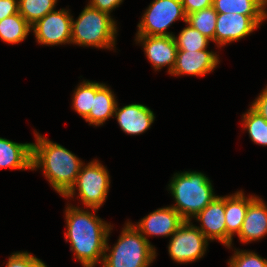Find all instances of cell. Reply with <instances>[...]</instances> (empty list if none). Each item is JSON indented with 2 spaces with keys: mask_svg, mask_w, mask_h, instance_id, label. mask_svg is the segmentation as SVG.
I'll return each mask as SVG.
<instances>
[{
  "mask_svg": "<svg viewBox=\"0 0 267 267\" xmlns=\"http://www.w3.org/2000/svg\"><path fill=\"white\" fill-rule=\"evenodd\" d=\"M123 0H90L89 5L95 9L111 14L112 10L119 7Z\"/></svg>",
  "mask_w": 267,
  "mask_h": 267,
  "instance_id": "31",
  "label": "cell"
},
{
  "mask_svg": "<svg viewBox=\"0 0 267 267\" xmlns=\"http://www.w3.org/2000/svg\"><path fill=\"white\" fill-rule=\"evenodd\" d=\"M250 107L267 121V86L262 90L255 101H253Z\"/></svg>",
  "mask_w": 267,
  "mask_h": 267,
  "instance_id": "30",
  "label": "cell"
},
{
  "mask_svg": "<svg viewBox=\"0 0 267 267\" xmlns=\"http://www.w3.org/2000/svg\"><path fill=\"white\" fill-rule=\"evenodd\" d=\"M31 31V25L16 13L0 21V39L9 44H17L24 41Z\"/></svg>",
  "mask_w": 267,
  "mask_h": 267,
  "instance_id": "21",
  "label": "cell"
},
{
  "mask_svg": "<svg viewBox=\"0 0 267 267\" xmlns=\"http://www.w3.org/2000/svg\"><path fill=\"white\" fill-rule=\"evenodd\" d=\"M208 241L197 226L190 221H184L172 235L168 252L177 263L194 262L204 256Z\"/></svg>",
  "mask_w": 267,
  "mask_h": 267,
  "instance_id": "8",
  "label": "cell"
},
{
  "mask_svg": "<svg viewBox=\"0 0 267 267\" xmlns=\"http://www.w3.org/2000/svg\"><path fill=\"white\" fill-rule=\"evenodd\" d=\"M243 129L249 133L250 139L262 146H267V121L251 107L243 114Z\"/></svg>",
  "mask_w": 267,
  "mask_h": 267,
  "instance_id": "24",
  "label": "cell"
},
{
  "mask_svg": "<svg viewBox=\"0 0 267 267\" xmlns=\"http://www.w3.org/2000/svg\"><path fill=\"white\" fill-rule=\"evenodd\" d=\"M168 187L176 203L171 207L184 221H191V218H194L216 197L210 179L202 172H176Z\"/></svg>",
  "mask_w": 267,
  "mask_h": 267,
  "instance_id": "3",
  "label": "cell"
},
{
  "mask_svg": "<svg viewBox=\"0 0 267 267\" xmlns=\"http://www.w3.org/2000/svg\"><path fill=\"white\" fill-rule=\"evenodd\" d=\"M32 143V170L42 168L43 174L59 195L64 196L74 185L84 164L75 154L39 133Z\"/></svg>",
  "mask_w": 267,
  "mask_h": 267,
  "instance_id": "2",
  "label": "cell"
},
{
  "mask_svg": "<svg viewBox=\"0 0 267 267\" xmlns=\"http://www.w3.org/2000/svg\"><path fill=\"white\" fill-rule=\"evenodd\" d=\"M219 55L207 49L199 51L177 50L171 75L204 76L219 64Z\"/></svg>",
  "mask_w": 267,
  "mask_h": 267,
  "instance_id": "13",
  "label": "cell"
},
{
  "mask_svg": "<svg viewBox=\"0 0 267 267\" xmlns=\"http://www.w3.org/2000/svg\"><path fill=\"white\" fill-rule=\"evenodd\" d=\"M110 183L108 170L98 160H93L82 165L74 185L63 197L73 198L78 190L79 199L86 208L99 209L107 198Z\"/></svg>",
  "mask_w": 267,
  "mask_h": 267,
  "instance_id": "6",
  "label": "cell"
},
{
  "mask_svg": "<svg viewBox=\"0 0 267 267\" xmlns=\"http://www.w3.org/2000/svg\"><path fill=\"white\" fill-rule=\"evenodd\" d=\"M228 264L229 267H267V259L252 251L236 250Z\"/></svg>",
  "mask_w": 267,
  "mask_h": 267,
  "instance_id": "27",
  "label": "cell"
},
{
  "mask_svg": "<svg viewBox=\"0 0 267 267\" xmlns=\"http://www.w3.org/2000/svg\"><path fill=\"white\" fill-rule=\"evenodd\" d=\"M259 26L247 15L218 13L214 42L218 47L235 42L252 33Z\"/></svg>",
  "mask_w": 267,
  "mask_h": 267,
  "instance_id": "10",
  "label": "cell"
},
{
  "mask_svg": "<svg viewBox=\"0 0 267 267\" xmlns=\"http://www.w3.org/2000/svg\"><path fill=\"white\" fill-rule=\"evenodd\" d=\"M186 15L213 6V0H181Z\"/></svg>",
  "mask_w": 267,
  "mask_h": 267,
  "instance_id": "29",
  "label": "cell"
},
{
  "mask_svg": "<svg viewBox=\"0 0 267 267\" xmlns=\"http://www.w3.org/2000/svg\"><path fill=\"white\" fill-rule=\"evenodd\" d=\"M16 13H19L18 0H0V21Z\"/></svg>",
  "mask_w": 267,
  "mask_h": 267,
  "instance_id": "32",
  "label": "cell"
},
{
  "mask_svg": "<svg viewBox=\"0 0 267 267\" xmlns=\"http://www.w3.org/2000/svg\"><path fill=\"white\" fill-rule=\"evenodd\" d=\"M187 27L183 28L178 37L173 36L177 50L199 51L207 49L210 39L201 34L197 29L193 28L187 22Z\"/></svg>",
  "mask_w": 267,
  "mask_h": 267,
  "instance_id": "25",
  "label": "cell"
},
{
  "mask_svg": "<svg viewBox=\"0 0 267 267\" xmlns=\"http://www.w3.org/2000/svg\"><path fill=\"white\" fill-rule=\"evenodd\" d=\"M93 98H95V82L84 80L74 91L73 109L84 119L91 111Z\"/></svg>",
  "mask_w": 267,
  "mask_h": 267,
  "instance_id": "26",
  "label": "cell"
},
{
  "mask_svg": "<svg viewBox=\"0 0 267 267\" xmlns=\"http://www.w3.org/2000/svg\"><path fill=\"white\" fill-rule=\"evenodd\" d=\"M248 197H245L243 191L225 196L226 247L228 248L232 246L234 234L238 235L241 230L248 205L257 196Z\"/></svg>",
  "mask_w": 267,
  "mask_h": 267,
  "instance_id": "17",
  "label": "cell"
},
{
  "mask_svg": "<svg viewBox=\"0 0 267 267\" xmlns=\"http://www.w3.org/2000/svg\"><path fill=\"white\" fill-rule=\"evenodd\" d=\"M135 41L143 45L146 57L156 71L168 66V73L171 74L177 53L173 36L136 35Z\"/></svg>",
  "mask_w": 267,
  "mask_h": 267,
  "instance_id": "12",
  "label": "cell"
},
{
  "mask_svg": "<svg viewBox=\"0 0 267 267\" xmlns=\"http://www.w3.org/2000/svg\"><path fill=\"white\" fill-rule=\"evenodd\" d=\"M267 234V205L256 197L247 208L241 230L237 235L243 243L260 240Z\"/></svg>",
  "mask_w": 267,
  "mask_h": 267,
  "instance_id": "16",
  "label": "cell"
},
{
  "mask_svg": "<svg viewBox=\"0 0 267 267\" xmlns=\"http://www.w3.org/2000/svg\"><path fill=\"white\" fill-rule=\"evenodd\" d=\"M179 19L187 21L181 0H153L137 25L136 35L174 36L167 29Z\"/></svg>",
  "mask_w": 267,
  "mask_h": 267,
  "instance_id": "7",
  "label": "cell"
},
{
  "mask_svg": "<svg viewBox=\"0 0 267 267\" xmlns=\"http://www.w3.org/2000/svg\"><path fill=\"white\" fill-rule=\"evenodd\" d=\"M197 227L208 240H218L226 246L225 196H216L195 217Z\"/></svg>",
  "mask_w": 267,
  "mask_h": 267,
  "instance_id": "14",
  "label": "cell"
},
{
  "mask_svg": "<svg viewBox=\"0 0 267 267\" xmlns=\"http://www.w3.org/2000/svg\"><path fill=\"white\" fill-rule=\"evenodd\" d=\"M116 25L109 13L88 4L76 21L72 18L71 44L112 49L115 46Z\"/></svg>",
  "mask_w": 267,
  "mask_h": 267,
  "instance_id": "5",
  "label": "cell"
},
{
  "mask_svg": "<svg viewBox=\"0 0 267 267\" xmlns=\"http://www.w3.org/2000/svg\"><path fill=\"white\" fill-rule=\"evenodd\" d=\"M80 209L70 204L65 210L67 232L66 242H70V250L83 267H95L103 262L107 234L111 224L95 215L98 209Z\"/></svg>",
  "mask_w": 267,
  "mask_h": 267,
  "instance_id": "1",
  "label": "cell"
},
{
  "mask_svg": "<svg viewBox=\"0 0 267 267\" xmlns=\"http://www.w3.org/2000/svg\"><path fill=\"white\" fill-rule=\"evenodd\" d=\"M218 13L214 7L205 8L187 15V23L214 42Z\"/></svg>",
  "mask_w": 267,
  "mask_h": 267,
  "instance_id": "23",
  "label": "cell"
},
{
  "mask_svg": "<svg viewBox=\"0 0 267 267\" xmlns=\"http://www.w3.org/2000/svg\"><path fill=\"white\" fill-rule=\"evenodd\" d=\"M112 90L103 83L95 82V98H93L92 108L85 118L89 125L100 126L114 117L117 100Z\"/></svg>",
  "mask_w": 267,
  "mask_h": 267,
  "instance_id": "19",
  "label": "cell"
},
{
  "mask_svg": "<svg viewBox=\"0 0 267 267\" xmlns=\"http://www.w3.org/2000/svg\"><path fill=\"white\" fill-rule=\"evenodd\" d=\"M6 267H47V265L27 251H22L11 254Z\"/></svg>",
  "mask_w": 267,
  "mask_h": 267,
  "instance_id": "28",
  "label": "cell"
},
{
  "mask_svg": "<svg viewBox=\"0 0 267 267\" xmlns=\"http://www.w3.org/2000/svg\"><path fill=\"white\" fill-rule=\"evenodd\" d=\"M267 0H213L217 13H239L249 16L259 27L267 18Z\"/></svg>",
  "mask_w": 267,
  "mask_h": 267,
  "instance_id": "20",
  "label": "cell"
},
{
  "mask_svg": "<svg viewBox=\"0 0 267 267\" xmlns=\"http://www.w3.org/2000/svg\"><path fill=\"white\" fill-rule=\"evenodd\" d=\"M114 117L123 132L129 135H139L150 128L155 120L153 111L142 104H129L122 108L116 105Z\"/></svg>",
  "mask_w": 267,
  "mask_h": 267,
  "instance_id": "15",
  "label": "cell"
},
{
  "mask_svg": "<svg viewBox=\"0 0 267 267\" xmlns=\"http://www.w3.org/2000/svg\"><path fill=\"white\" fill-rule=\"evenodd\" d=\"M32 170V143H17L0 137V169Z\"/></svg>",
  "mask_w": 267,
  "mask_h": 267,
  "instance_id": "18",
  "label": "cell"
},
{
  "mask_svg": "<svg viewBox=\"0 0 267 267\" xmlns=\"http://www.w3.org/2000/svg\"><path fill=\"white\" fill-rule=\"evenodd\" d=\"M111 227L107 234L102 267H149L153 263L155 248L131 222H127L122 228L117 243L110 250L107 242ZM108 251L109 254L106 253Z\"/></svg>",
  "mask_w": 267,
  "mask_h": 267,
  "instance_id": "4",
  "label": "cell"
},
{
  "mask_svg": "<svg viewBox=\"0 0 267 267\" xmlns=\"http://www.w3.org/2000/svg\"><path fill=\"white\" fill-rule=\"evenodd\" d=\"M72 17L64 8L46 14L31 26L37 43L48 46L70 44Z\"/></svg>",
  "mask_w": 267,
  "mask_h": 267,
  "instance_id": "9",
  "label": "cell"
},
{
  "mask_svg": "<svg viewBox=\"0 0 267 267\" xmlns=\"http://www.w3.org/2000/svg\"><path fill=\"white\" fill-rule=\"evenodd\" d=\"M184 222L180 214L171 206L158 208L143 217L134 227L144 236H172Z\"/></svg>",
  "mask_w": 267,
  "mask_h": 267,
  "instance_id": "11",
  "label": "cell"
},
{
  "mask_svg": "<svg viewBox=\"0 0 267 267\" xmlns=\"http://www.w3.org/2000/svg\"><path fill=\"white\" fill-rule=\"evenodd\" d=\"M56 4L57 0H18L19 13L31 26L54 11Z\"/></svg>",
  "mask_w": 267,
  "mask_h": 267,
  "instance_id": "22",
  "label": "cell"
}]
</instances>
